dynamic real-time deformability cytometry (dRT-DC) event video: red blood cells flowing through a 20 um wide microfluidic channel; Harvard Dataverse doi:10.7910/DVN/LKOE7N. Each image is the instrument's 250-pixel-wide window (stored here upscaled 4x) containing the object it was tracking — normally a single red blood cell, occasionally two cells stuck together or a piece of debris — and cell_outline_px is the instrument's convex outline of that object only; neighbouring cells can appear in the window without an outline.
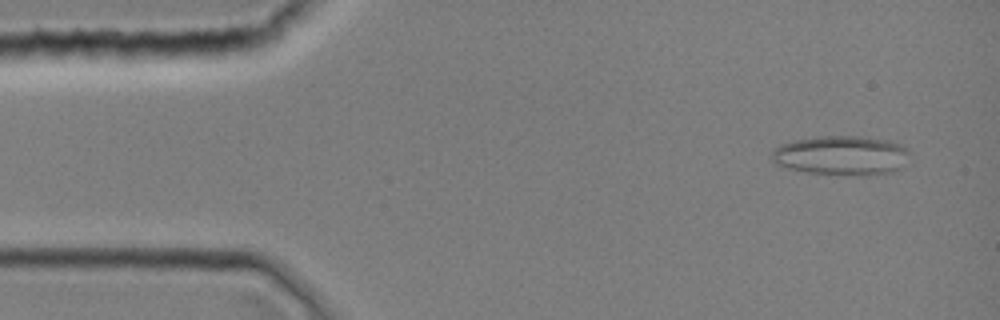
{"species": "common noctule bat (a hibernating species)", "species_latin": "Nyctalus noctula", "temperature_condition": "room temperature", "stored_images_in_passage": 8, "camera_frame_rate_fps": 3000, "um_per_image_px": 0.085, "animal": {"sex": "female", "body_mass_g": 19.0, "forearm_length_mm": 51.5}, "frame": {"image": 1, "passage_image": 3, "time_ms": 0.667, "image_size_px": [1000, 320], "cell_outline_px": [[912, 152], [900, 168], [892, 172], [868, 176], [860, 176], [804, 172], [788, 168], [776, 164], [772, 160], [772, 148], [780, 144], [796, 140], [816, 136], [860, 136], [888, 140], [900, 144], [908, 148]], "centroid_in_image_um": [71.53, 13.21], "position_along_channel_um": 13.5, "area_um2": 32.14}}